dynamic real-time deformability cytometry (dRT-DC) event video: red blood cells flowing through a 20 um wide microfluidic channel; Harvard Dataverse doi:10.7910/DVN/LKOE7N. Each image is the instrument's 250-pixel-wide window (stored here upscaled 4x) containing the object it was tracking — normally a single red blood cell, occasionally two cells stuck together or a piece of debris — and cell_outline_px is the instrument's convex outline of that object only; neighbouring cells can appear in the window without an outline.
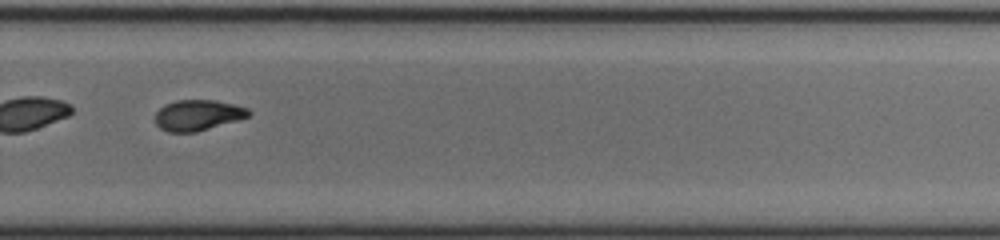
{"species": "common noctule bat (a hibernating species)", "species_latin": "Nyctalus noctula", "temperature_condition": "cold", "stored_images_in_passage": 52, "segment_of_instrument_passage": [2, 2], "camera_frame_rate_fps": 3000, "um_per_image_px": 0.085, "animal": {"sex": "male", "body_mass_g": 20.0, "forearm_length_mm": 53.3}, "frame": {"image": 1, "passage_image": 35, "time_ms": 11.333, "image_size_px": [1000, 240], "cell_outline_px": [[252, 112], [248, 116], [236, 120], [196, 132], [168, 132], [160, 128], [156, 124], [156, 112], [164, 104], [176, 100], [216, 100], [248, 108]], "centroid_in_image_um": [16.79, 9.78], "position_along_channel_um": 313.0, "area_um2": 16.59}}